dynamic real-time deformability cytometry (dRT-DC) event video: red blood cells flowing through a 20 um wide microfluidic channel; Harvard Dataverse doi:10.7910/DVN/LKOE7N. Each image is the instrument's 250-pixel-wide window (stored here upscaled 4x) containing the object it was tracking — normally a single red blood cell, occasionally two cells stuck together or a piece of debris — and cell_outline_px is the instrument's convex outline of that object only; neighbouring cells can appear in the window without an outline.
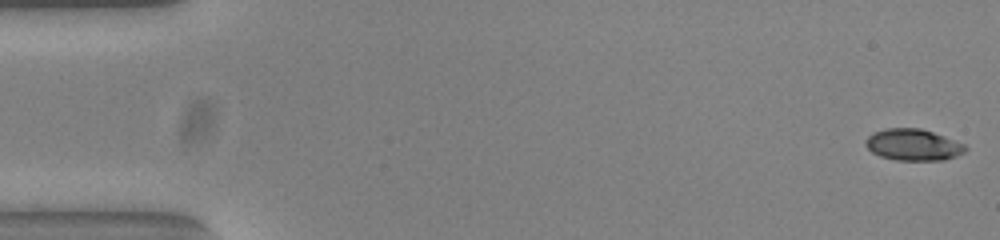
{"species": "common noctule bat (a hibernating species)", "species_latin": "Nyctalus noctula", "temperature_condition": "warm", "stored_images_in_passage": 53, "camera_frame_rate_fps": 3000, "um_per_image_px": 0.085, "animal": {"sex": "female", "body_mass_g": 23.0, "forearm_length_mm": 53.4}, "frame": {"image": 1, "passage_image": 1, "time_ms": 0.0, "image_size_px": [1000, 240], "cell_outline_px": [[968, 148], [964, 152], [956, 156], [944, 160], [896, 160], [880, 156], [872, 152], [864, 144], [864, 140], [872, 132], [884, 128], [920, 128], [944, 136], [964, 144]], "centroid_in_image_um": [77.58, 12.3], "position_along_channel_um": 7.4, "area_um2": 18.38}}
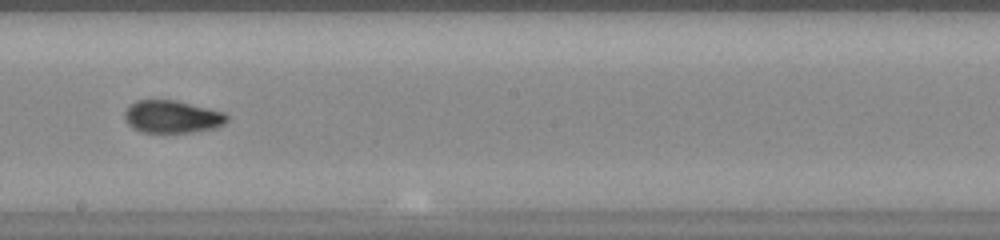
{"frame": {"image": 2, "passage_image": 30, "time_ms": 9.667, "image_size_px": [1000, 240], "cell_outline_px": [[228, 120], [224, 124], [216, 128], [192, 132], [140, 132], [132, 128], [128, 124], [124, 116], [124, 112], [136, 100], [176, 100], [224, 112], [228, 116]], "centroid_in_image_um": [14.64, 9.92], "position_along_channel_um": 233.6, "area_um2": 19.42}}
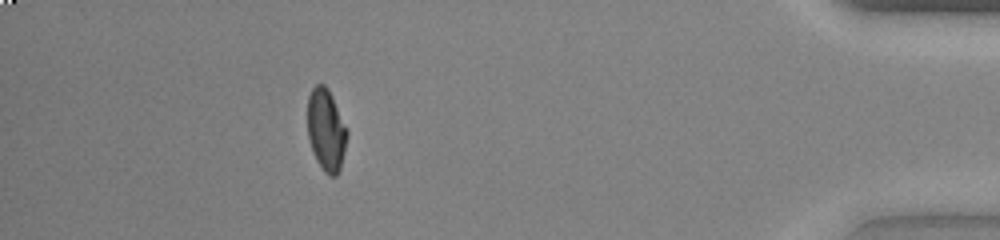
{"frame": {"image": 3, "passage_image": 48, "time_ms": 15.667, "image_size_px": [1000, 240], "cell_outline_px": [[348, 132], [344, 152], [340, 168], [336, 176], [328, 176], [324, 172], [316, 160], [312, 152], [308, 136], [308, 96], [312, 88], [316, 84], [324, 84], [328, 88], [332, 96]], "centroid_in_image_um": [27.71, 11.06], "position_along_channel_um": 407.5, "area_um2": 18.84}, "authors_computed_cell_mechanics": {"area_um2": 18.9584, "velocity_mm_per_s": 3.8313, "shape_relaxation_time_tau1_ms": 9.5436, "shape_relaxation_time_tau2_ms": 1.6816, "deformation_change_tau1": 0.2476, "deformation_change_tau2": 0.0577}}